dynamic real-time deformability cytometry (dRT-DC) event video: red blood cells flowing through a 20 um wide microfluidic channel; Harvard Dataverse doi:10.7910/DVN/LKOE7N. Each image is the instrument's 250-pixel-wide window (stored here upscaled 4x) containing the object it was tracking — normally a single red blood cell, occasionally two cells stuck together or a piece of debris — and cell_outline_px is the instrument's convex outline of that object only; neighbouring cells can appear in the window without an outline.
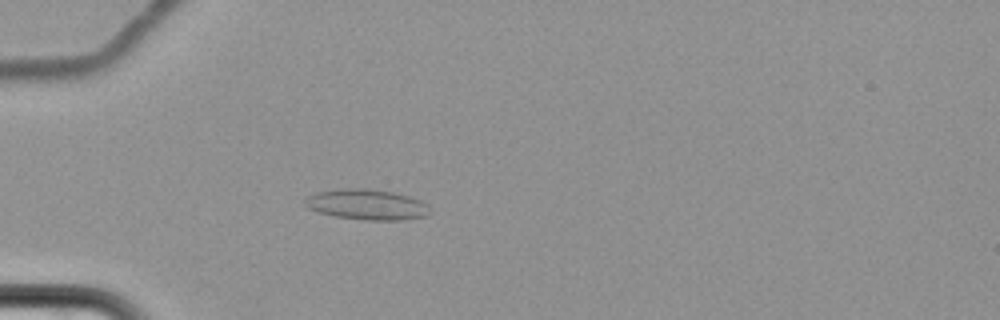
{"species": "common noctule bat (a hibernating species)", "species_latin": "Nyctalus noctula", "temperature_condition": "cold", "stored_images_in_passage": 5, "camera_frame_rate_fps": 3000, "um_per_image_px": 0.085, "animal": {"sex": "female", "body_mass_g": 22.7, "forearm_length_mm": 54.2}, "frame": {"image": 1, "passage_image": 5, "time_ms": 5.0, "image_size_px": [1000, 320], "cell_outline_px": [[432, 212], [424, 216], [404, 220], [364, 220], [336, 216], [316, 212], [308, 208], [304, 204], [304, 200], [308, 196], [316, 192], [344, 188], [368, 188], [392, 192], [408, 196], [420, 200], [428, 204]], "centroid_in_image_um": [31.18, 17.39], "position_along_channel_um": 53.8, "area_um2": 22.37}}